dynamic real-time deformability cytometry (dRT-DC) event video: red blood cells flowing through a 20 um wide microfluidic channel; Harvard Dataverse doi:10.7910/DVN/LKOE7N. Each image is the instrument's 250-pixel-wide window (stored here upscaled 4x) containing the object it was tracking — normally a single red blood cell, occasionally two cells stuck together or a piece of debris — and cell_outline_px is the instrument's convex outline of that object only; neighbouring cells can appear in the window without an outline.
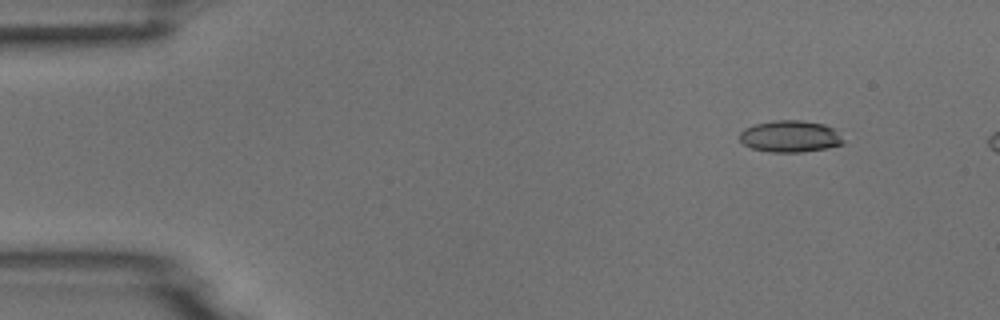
{"species": "common noctule bat (a hibernating species)", "species_latin": "Nyctalus noctula", "temperature_condition": "room temperature", "stored_images_in_passage": 4, "camera_frame_rate_fps": 3000, "um_per_image_px": 0.085, "animal": {"sex": "male", "body_mass_g": 18.8}, "frame": {"image": 1, "passage_image": 2, "time_ms": 1.333, "image_size_px": [1000, 320], "cell_outline_px": [[844, 144], [828, 148], [800, 152], [768, 152], [752, 148], [744, 144], [740, 140], [740, 132], [744, 128], [756, 124], [772, 120], [804, 120], [824, 124], [836, 128], [844, 140]], "centroid_in_image_um": [67.2, 11.58], "position_along_channel_um": 17.8, "area_um2": 19.42}}